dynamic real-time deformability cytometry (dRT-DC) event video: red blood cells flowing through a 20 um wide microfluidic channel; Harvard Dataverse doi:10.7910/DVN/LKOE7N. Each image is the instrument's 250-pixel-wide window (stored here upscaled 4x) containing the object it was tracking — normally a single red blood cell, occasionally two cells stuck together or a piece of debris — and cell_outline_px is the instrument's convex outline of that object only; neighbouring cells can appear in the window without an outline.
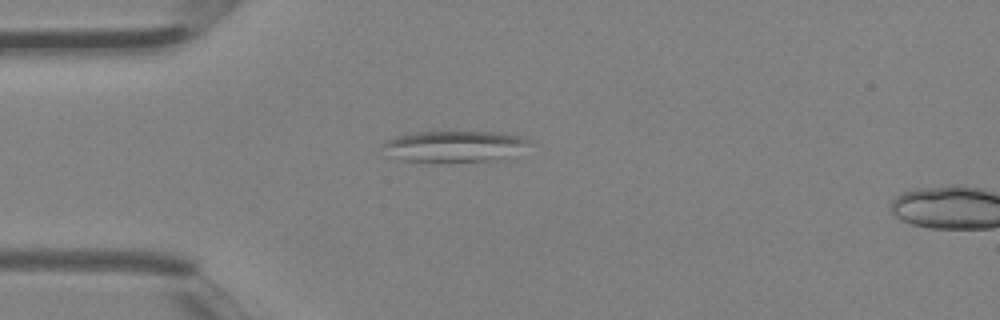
{"species": "Egyptian fruit bat (a non-hibernating species)", "species_latin": "Rousettus aegyptiacus", "temperature_condition": "room temperature", "stored_images_in_passage": 2, "camera_frame_rate_fps": 3000, "um_per_image_px": 0.085, "animal": {"sex": "female"}, "frame": {"image": 1, "passage_image": 1, "time_ms": 0.0, "image_size_px": [1000, 320], "cell_outline_px": [[536, 144], [488, 160], [400, 160], [380, 144], [384, 140], [396, 136], [416, 132], [440, 128], [504, 132], [528, 140]], "centroid_in_image_um": [38.58, 12.32], "position_along_channel_um": 46.4, "area_um2": 26.53}}